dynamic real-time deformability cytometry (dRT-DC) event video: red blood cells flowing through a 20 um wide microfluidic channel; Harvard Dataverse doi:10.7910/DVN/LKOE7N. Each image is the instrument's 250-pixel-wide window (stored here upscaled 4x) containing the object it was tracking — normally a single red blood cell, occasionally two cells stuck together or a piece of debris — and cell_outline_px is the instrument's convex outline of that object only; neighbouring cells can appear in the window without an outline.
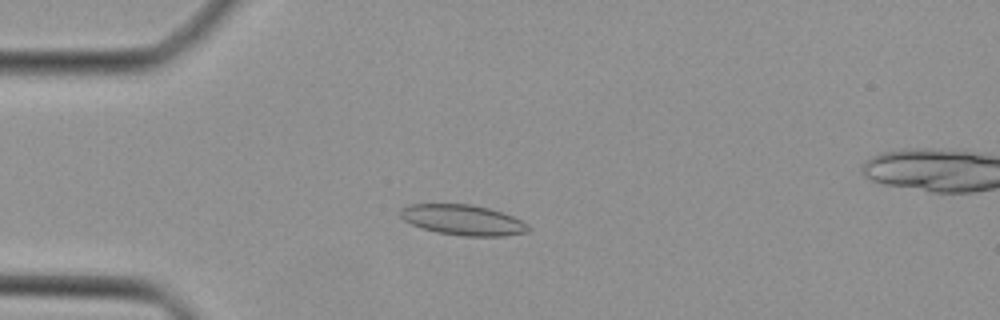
{"species": "Egyptian fruit bat (a non-hibernating species)", "species_latin": "Rousettus aegyptiacus", "temperature_condition": "cold", "stored_images_in_passage": 36, "camera_frame_rate_fps": 3000, "um_per_image_px": 0.085, "animal": {"sex": "female"}, "frame": {"image": 1, "passage_image": 2, "time_ms": 0.333, "image_size_px": [1000, 320], "cell_outline_px": [[532, 228], [528, 232], [504, 236], [460, 236], [436, 232], [412, 224], [404, 220], [400, 216], [400, 208], [408, 204], [472, 204], [488, 208], [512, 216], [520, 220]], "centroid_in_image_um": [39.34, 18.7], "position_along_channel_um": 45.7, "area_um2": 22.66}}
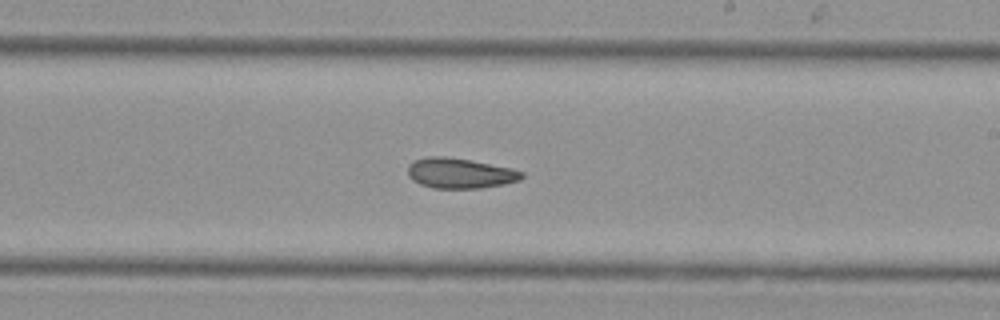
{"frame": {"image": 2, "passage_image": 17, "time_ms": 5.333, "image_size_px": [1000, 320], "cell_outline_px": [[524, 176], [520, 180], [504, 184], [480, 188], [432, 188], [420, 184], [412, 180], [408, 176], [408, 164], [412, 160], [428, 156], [448, 156], [472, 160], [512, 168], [524, 172]], "centroid_in_image_um": [39.08, 14.71], "position_along_channel_um": 249.9, "area_um2": 20.4}}
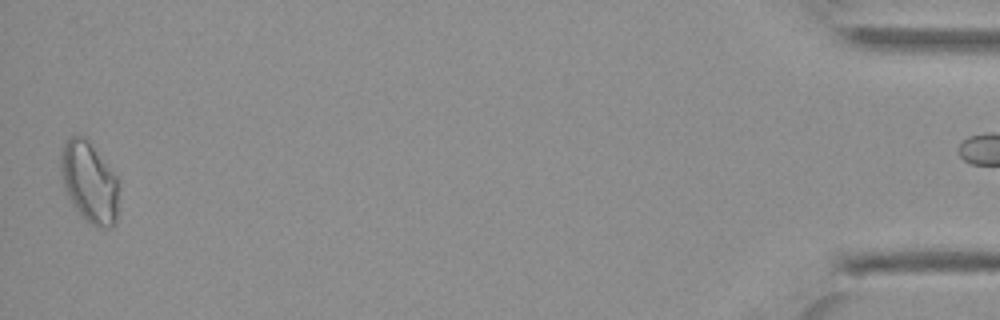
{"frame": {"image": 3, "passage_image": 35, "time_ms": 11.333, "image_size_px": [1000, 320], "cell_outline_px": [[116, 220], [112, 228], [100, 228], [92, 224], [72, 204], [64, 188], [60, 164], [60, 156], [64, 144], [72, 136], [84, 136], [88, 140], [116, 176]], "centroid_in_image_um": [7.56, 15.48], "position_along_channel_um": 427.6, "area_um2": 26.47}}